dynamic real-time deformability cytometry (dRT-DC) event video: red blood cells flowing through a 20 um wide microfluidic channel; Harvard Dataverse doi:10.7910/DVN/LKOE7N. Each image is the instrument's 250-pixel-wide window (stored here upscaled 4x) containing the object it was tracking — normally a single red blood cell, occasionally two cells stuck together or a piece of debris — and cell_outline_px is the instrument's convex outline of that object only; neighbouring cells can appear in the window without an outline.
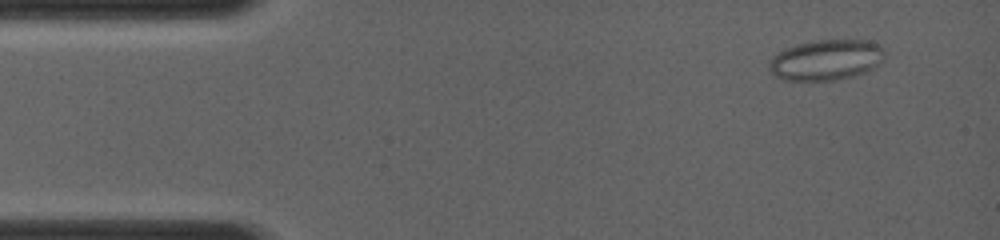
{"species": "common noctule bat (a hibernating species)", "species_latin": "Nyctalus noctula", "temperature_condition": "room temperature", "stored_images_in_passage": 3, "camera_frame_rate_fps": 4000, "um_per_image_px": 0.085, "animal": {"sex": "female", "body_mass_g": 19.0, "forearm_length_mm": 56.7}, "frame": {"image": 1, "passage_image": 1, "time_ms": 0.0, "image_size_px": [1000, 240], "cell_outline_px": [[884, 52], [880, 60], [872, 68], [864, 72], [852, 76], [836, 80], [784, 80], [776, 76], [768, 68], [768, 60], [772, 56], [784, 48], [796, 44], [812, 40], [868, 40], [884, 48]], "centroid_in_image_um": [70.15, 5.08], "position_along_channel_um": 14.9, "area_um2": 27.22}}
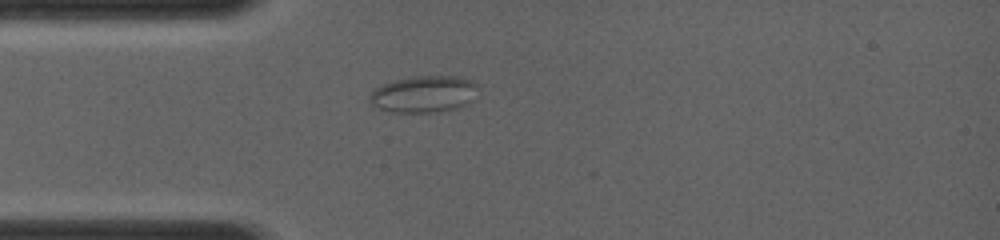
{"frame": {"image": 2, "passage_image": 3, "time_ms": 2.5, "image_size_px": [1000, 240], "cell_outline_px": [[476, 84], [472, 100], [468, 104], [460, 108], [432, 112], [392, 112], [372, 108], [368, 100], [368, 96], [376, 88], [384, 84], [396, 80], [412, 76], [456, 76], [472, 80]], "centroid_in_image_um": [35.97, 8.01], "position_along_channel_um": 49.0, "area_um2": 23.29}}